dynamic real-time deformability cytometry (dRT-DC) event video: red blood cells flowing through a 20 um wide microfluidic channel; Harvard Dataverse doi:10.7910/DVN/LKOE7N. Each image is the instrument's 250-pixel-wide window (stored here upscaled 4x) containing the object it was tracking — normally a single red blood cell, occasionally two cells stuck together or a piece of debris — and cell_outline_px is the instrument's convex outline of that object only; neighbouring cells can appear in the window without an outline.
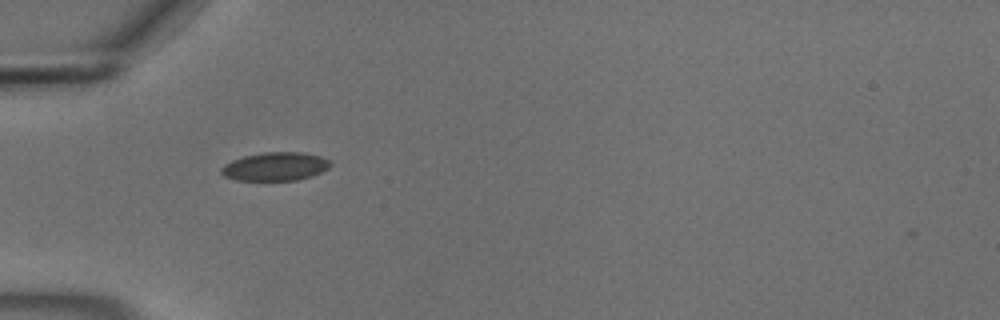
{"species": "common noctule bat (a hibernating species)", "species_latin": "Nyctalus noctula", "temperature_condition": "cold", "stored_images_in_passage": 38, "camera_frame_rate_fps": 3000, "um_per_image_px": 0.085, "animal": {"sex": "male", "body_mass_g": 18.8}, "frame": {"image": 1, "passage_image": 1, "time_ms": 0.0, "image_size_px": [1000, 320], "cell_outline_px": [[332, 164], [328, 168], [312, 176], [296, 180], [236, 180], [224, 176], [220, 172], [220, 168], [224, 164], [232, 160], [244, 156], [264, 152], [304, 152], [320, 156], [332, 160]], "centroid_in_image_um": [23.41, 14.14], "position_along_channel_um": 61.6, "area_um2": 18.21}}
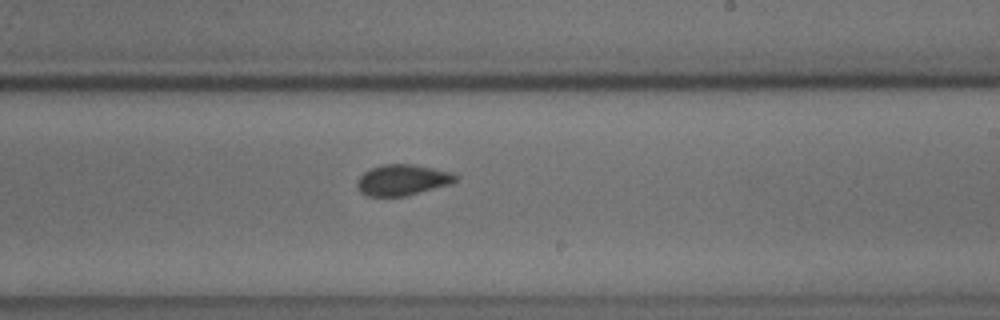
{"frame": {"image": 2, "passage_image": 17, "time_ms": 5.333, "image_size_px": [1000, 320], "cell_outline_px": [[460, 176], [452, 184], [404, 196], [368, 196], [360, 192], [356, 188], [356, 180], [364, 172], [372, 168], [384, 164], [412, 164], [456, 172]], "centroid_in_image_um": [34.24, 15.29], "position_along_channel_um": 254.8, "area_um2": 17.98}}
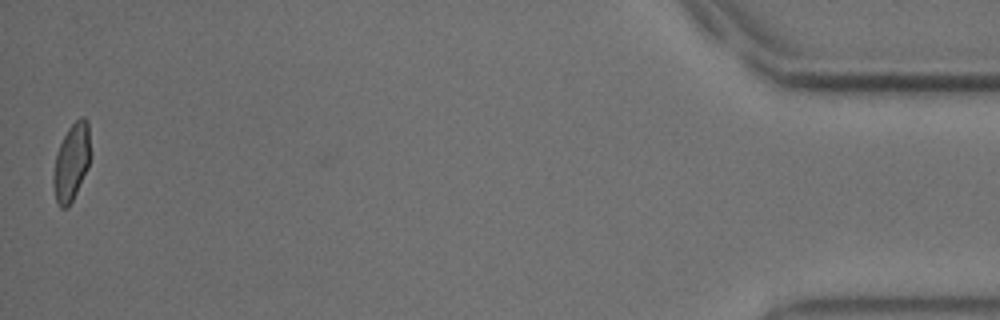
{"frame": {"image": 3, "passage_image": 38, "time_ms": 12.333, "image_size_px": [1000, 320], "cell_outline_px": [[88, 168], [68, 208], [60, 208], [56, 200], [52, 184], [52, 176], [56, 152], [68, 128], [80, 116], [84, 116], [88, 120]], "centroid_in_image_um": [6.03, 13.8], "position_along_channel_um": 429.2, "area_um2": 16.42}, "authors_computed_cell_mechanics": {"area_um2": 17.7157, "velocity_mm_per_s": 3.6956, "shape_relaxation_time_tau1_ms": null, "shape_relaxation_time_tau2_ms": 1.3281, "deformation_change_tau1": null, "deformation_change_tau2": 0.0351}}